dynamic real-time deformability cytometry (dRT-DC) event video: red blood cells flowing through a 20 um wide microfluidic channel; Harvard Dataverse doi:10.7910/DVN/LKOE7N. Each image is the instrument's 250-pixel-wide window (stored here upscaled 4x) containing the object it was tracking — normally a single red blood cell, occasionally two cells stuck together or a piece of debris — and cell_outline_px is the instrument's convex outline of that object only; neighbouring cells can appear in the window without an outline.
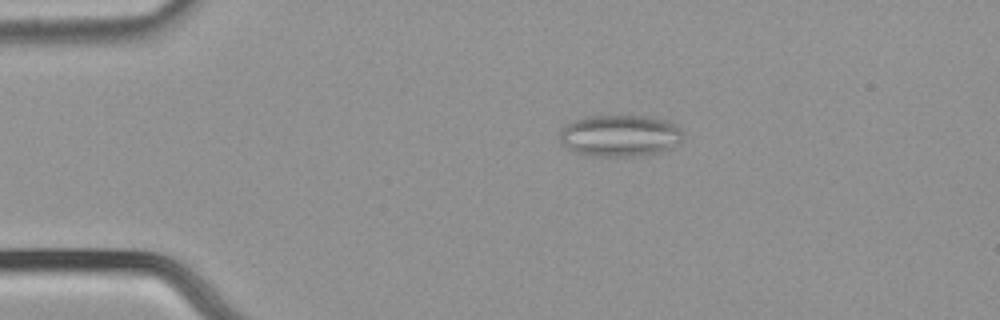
{"species": "common noctule bat (a hibernating species)", "species_latin": "Nyctalus noctula", "temperature_condition": "cold", "stored_images_in_passage": 31, "camera_frame_rate_fps": 3000, "um_per_image_px": 0.085, "animal": {"sex": "male", "body_mass_g": 21.5, "forearm_length_mm": 52.0}, "frame": {"image": 1, "passage_image": 5, "time_ms": 1.333, "image_size_px": [1000, 320], "cell_outline_px": [[684, 136], [680, 140], [668, 148], [660, 152], [632, 156], [596, 156], [576, 152], [560, 144], [560, 132], [568, 124], [584, 116], [648, 116], [664, 120], [680, 128], [684, 132]], "centroid_in_image_um": [52.68, 11.53], "position_along_channel_um": 32.3, "area_um2": 29.59}}
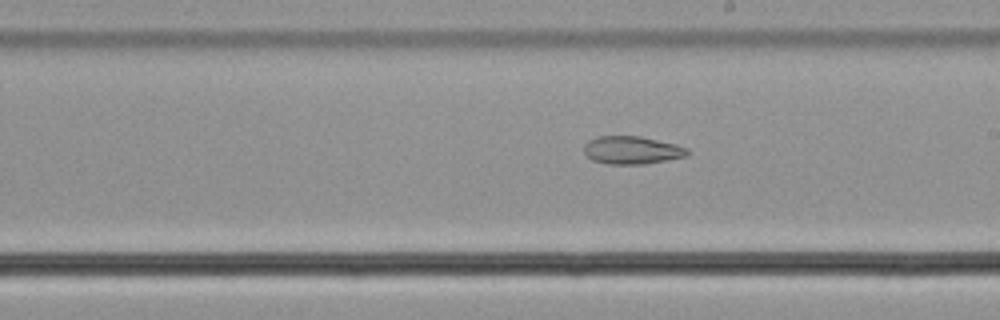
{"frame": {"image": 2, "passage_image": 25, "time_ms": 8.0, "image_size_px": [1000, 320], "cell_outline_px": [[688, 156], [644, 164], [608, 164], [592, 160], [584, 152], [584, 144], [588, 140], [600, 136], [640, 136], [676, 144], [688, 148]], "centroid_in_image_um": [53.71, 12.76], "position_along_channel_um": 235.3, "area_um2": 16.82}}
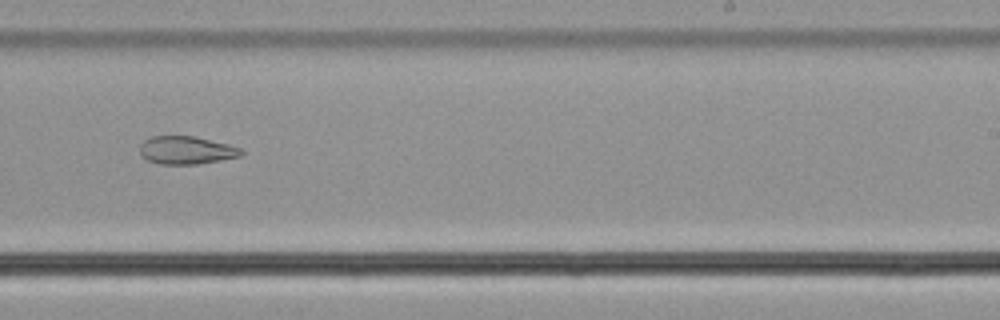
{"frame": {"image": 3, "passage_image": 28, "time_ms": 9.0, "image_size_px": [1000, 320], "cell_outline_px": [[244, 152], [240, 156], [220, 160], [196, 164], [160, 164], [148, 160], [140, 152], [140, 144], [144, 140], [152, 136], [192, 136], [228, 144], [240, 148]], "centroid_in_image_um": [15.83, 12.76], "position_along_channel_um": 273.2, "area_um2": 16.3}}